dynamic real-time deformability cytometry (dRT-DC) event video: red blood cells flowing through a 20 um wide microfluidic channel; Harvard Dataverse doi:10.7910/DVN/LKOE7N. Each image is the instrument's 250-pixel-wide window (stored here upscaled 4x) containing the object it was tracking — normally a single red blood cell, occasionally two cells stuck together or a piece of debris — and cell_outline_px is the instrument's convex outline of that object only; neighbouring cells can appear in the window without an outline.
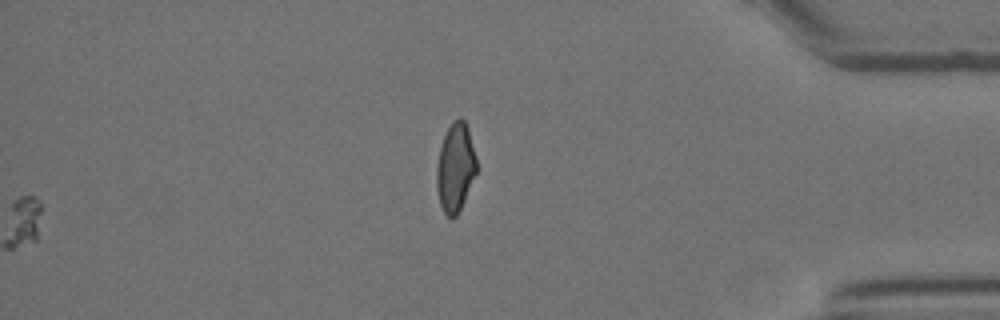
{"species": "Egyptian fruit bat (a non-hibernating species)", "species_latin": "Rousettus aegyptiacus", "temperature_condition": "room temperature", "stored_images_in_passage": 60, "segment_of_instrument_passage": [2, 2], "camera_frame_rate_fps": 3000, "um_per_image_px": 0.085, "animal": {"sex": "female"}, "frame": {"image": 1, "passage_image": 60, "time_ms": 19.667, "image_size_px": [1000, 320], "cell_outline_px": [[476, 172], [460, 208], [456, 216], [448, 216], [444, 212], [440, 204], [436, 188], [436, 168], [440, 148], [444, 136], [452, 120], [460, 116], [464, 120], [468, 128], [476, 156]], "centroid_in_image_um": [38.69, 14.19], "position_along_channel_um": 396.5, "area_um2": 20.35}}